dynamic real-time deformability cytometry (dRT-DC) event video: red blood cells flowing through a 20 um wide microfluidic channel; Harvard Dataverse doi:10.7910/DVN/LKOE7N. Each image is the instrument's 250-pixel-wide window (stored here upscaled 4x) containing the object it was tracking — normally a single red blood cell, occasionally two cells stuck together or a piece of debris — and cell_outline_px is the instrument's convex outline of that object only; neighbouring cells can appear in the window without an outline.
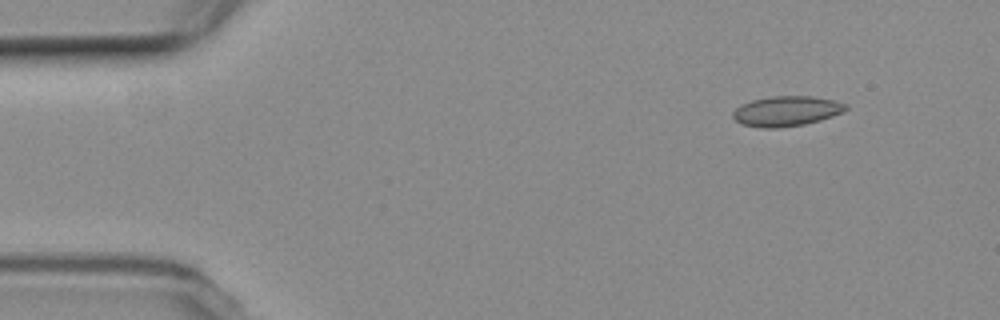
{"species": "common noctule bat (a hibernating species)", "species_latin": "Nyctalus noctula", "temperature_condition": "room temperature", "stored_images_in_passage": 4, "segment_of_instrument_passage": [2, 2], "camera_frame_rate_fps": 3000, "um_per_image_px": 0.085, "animal": {"sex": "female", "body_mass_g": 19.3, "forearm_length_mm": 54.1}, "frame": {"image": 1, "passage_image": 4, "time_ms": 3.333, "image_size_px": [1000, 320], "cell_outline_px": [[848, 108], [832, 116], [820, 120], [804, 124], [780, 128], [764, 128], [744, 124], [736, 120], [732, 116], [732, 112], [736, 108], [752, 100], [772, 96], [812, 96], [832, 100], [848, 104]], "centroid_in_image_um": [66.85, 9.44], "position_along_channel_um": 18.1, "area_um2": 19.54}}